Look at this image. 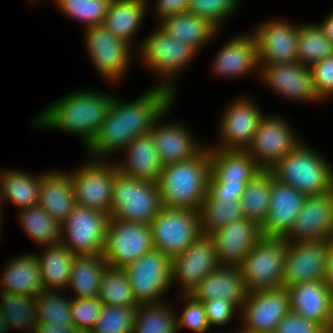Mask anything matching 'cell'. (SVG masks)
Returning a JSON list of instances; mask_svg holds the SVG:
<instances>
[{
	"mask_svg": "<svg viewBox=\"0 0 333 333\" xmlns=\"http://www.w3.org/2000/svg\"><path fill=\"white\" fill-rule=\"evenodd\" d=\"M174 92L154 86L132 102L114 98L96 137L87 146L95 158L125 149L135 138L150 133L154 123L164 116L174 101ZM97 156V157H96Z\"/></svg>",
	"mask_w": 333,
	"mask_h": 333,
	"instance_id": "1",
	"label": "cell"
},
{
	"mask_svg": "<svg viewBox=\"0 0 333 333\" xmlns=\"http://www.w3.org/2000/svg\"><path fill=\"white\" fill-rule=\"evenodd\" d=\"M113 100L108 94L77 91L45 108L34 123L38 127L76 133L84 137L85 146H88L100 130Z\"/></svg>",
	"mask_w": 333,
	"mask_h": 333,
	"instance_id": "2",
	"label": "cell"
},
{
	"mask_svg": "<svg viewBox=\"0 0 333 333\" xmlns=\"http://www.w3.org/2000/svg\"><path fill=\"white\" fill-rule=\"evenodd\" d=\"M209 175V148L191 159L165 164L157 180L162 207L199 212Z\"/></svg>",
	"mask_w": 333,
	"mask_h": 333,
	"instance_id": "3",
	"label": "cell"
},
{
	"mask_svg": "<svg viewBox=\"0 0 333 333\" xmlns=\"http://www.w3.org/2000/svg\"><path fill=\"white\" fill-rule=\"evenodd\" d=\"M270 171L277 181L291 185L306 196L324 194L333 189L331 166L302 142Z\"/></svg>",
	"mask_w": 333,
	"mask_h": 333,
	"instance_id": "4",
	"label": "cell"
},
{
	"mask_svg": "<svg viewBox=\"0 0 333 333\" xmlns=\"http://www.w3.org/2000/svg\"><path fill=\"white\" fill-rule=\"evenodd\" d=\"M210 199L240 200L246 184L261 169L246 150L209 149Z\"/></svg>",
	"mask_w": 333,
	"mask_h": 333,
	"instance_id": "5",
	"label": "cell"
},
{
	"mask_svg": "<svg viewBox=\"0 0 333 333\" xmlns=\"http://www.w3.org/2000/svg\"><path fill=\"white\" fill-rule=\"evenodd\" d=\"M161 208L157 182L130 178L116 172L110 218L150 225Z\"/></svg>",
	"mask_w": 333,
	"mask_h": 333,
	"instance_id": "6",
	"label": "cell"
},
{
	"mask_svg": "<svg viewBox=\"0 0 333 333\" xmlns=\"http://www.w3.org/2000/svg\"><path fill=\"white\" fill-rule=\"evenodd\" d=\"M288 241L262 236L239 266L247 292L283 287V269Z\"/></svg>",
	"mask_w": 333,
	"mask_h": 333,
	"instance_id": "7",
	"label": "cell"
},
{
	"mask_svg": "<svg viewBox=\"0 0 333 333\" xmlns=\"http://www.w3.org/2000/svg\"><path fill=\"white\" fill-rule=\"evenodd\" d=\"M153 248L173 259L200 234L199 212L162 207L150 224Z\"/></svg>",
	"mask_w": 333,
	"mask_h": 333,
	"instance_id": "8",
	"label": "cell"
},
{
	"mask_svg": "<svg viewBox=\"0 0 333 333\" xmlns=\"http://www.w3.org/2000/svg\"><path fill=\"white\" fill-rule=\"evenodd\" d=\"M108 220L102 211L75 205L61 224L60 242L76 256L103 255Z\"/></svg>",
	"mask_w": 333,
	"mask_h": 333,
	"instance_id": "9",
	"label": "cell"
},
{
	"mask_svg": "<svg viewBox=\"0 0 333 333\" xmlns=\"http://www.w3.org/2000/svg\"><path fill=\"white\" fill-rule=\"evenodd\" d=\"M153 249L151 226L110 218L103 257L114 268H125Z\"/></svg>",
	"mask_w": 333,
	"mask_h": 333,
	"instance_id": "10",
	"label": "cell"
},
{
	"mask_svg": "<svg viewBox=\"0 0 333 333\" xmlns=\"http://www.w3.org/2000/svg\"><path fill=\"white\" fill-rule=\"evenodd\" d=\"M171 268L172 259L154 248L124 268L138 304L160 301L172 283Z\"/></svg>",
	"mask_w": 333,
	"mask_h": 333,
	"instance_id": "11",
	"label": "cell"
},
{
	"mask_svg": "<svg viewBox=\"0 0 333 333\" xmlns=\"http://www.w3.org/2000/svg\"><path fill=\"white\" fill-rule=\"evenodd\" d=\"M118 168L99 160L89 162L75 173L69 174L73 185L75 203L96 209L110 216L113 183Z\"/></svg>",
	"mask_w": 333,
	"mask_h": 333,
	"instance_id": "12",
	"label": "cell"
},
{
	"mask_svg": "<svg viewBox=\"0 0 333 333\" xmlns=\"http://www.w3.org/2000/svg\"><path fill=\"white\" fill-rule=\"evenodd\" d=\"M141 48V54L148 66L156 73L158 72L159 76L165 77V81L159 86L166 87L174 92L170 77L174 78L176 72L178 74L180 70H183L184 66L189 64L188 62L197 52L187 43L171 38L159 26L152 35L144 40ZM168 79L171 80L170 83Z\"/></svg>",
	"mask_w": 333,
	"mask_h": 333,
	"instance_id": "13",
	"label": "cell"
},
{
	"mask_svg": "<svg viewBox=\"0 0 333 333\" xmlns=\"http://www.w3.org/2000/svg\"><path fill=\"white\" fill-rule=\"evenodd\" d=\"M300 142L288 123L280 118L266 116L259 122L246 151L261 170H271Z\"/></svg>",
	"mask_w": 333,
	"mask_h": 333,
	"instance_id": "14",
	"label": "cell"
},
{
	"mask_svg": "<svg viewBox=\"0 0 333 333\" xmlns=\"http://www.w3.org/2000/svg\"><path fill=\"white\" fill-rule=\"evenodd\" d=\"M329 240L288 241L283 269V287L310 281H325Z\"/></svg>",
	"mask_w": 333,
	"mask_h": 333,
	"instance_id": "15",
	"label": "cell"
},
{
	"mask_svg": "<svg viewBox=\"0 0 333 333\" xmlns=\"http://www.w3.org/2000/svg\"><path fill=\"white\" fill-rule=\"evenodd\" d=\"M215 243L211 235L200 234L181 254L172 259V282L183 285L184 294H191L201 281L218 268Z\"/></svg>",
	"mask_w": 333,
	"mask_h": 333,
	"instance_id": "16",
	"label": "cell"
},
{
	"mask_svg": "<svg viewBox=\"0 0 333 333\" xmlns=\"http://www.w3.org/2000/svg\"><path fill=\"white\" fill-rule=\"evenodd\" d=\"M241 310L245 333L275 332L279 321L290 311L287 289L249 292Z\"/></svg>",
	"mask_w": 333,
	"mask_h": 333,
	"instance_id": "17",
	"label": "cell"
},
{
	"mask_svg": "<svg viewBox=\"0 0 333 333\" xmlns=\"http://www.w3.org/2000/svg\"><path fill=\"white\" fill-rule=\"evenodd\" d=\"M86 44L92 62L101 76L118 80L130 62L131 44L112 35L103 25L86 27ZM130 53V54H129Z\"/></svg>",
	"mask_w": 333,
	"mask_h": 333,
	"instance_id": "18",
	"label": "cell"
},
{
	"mask_svg": "<svg viewBox=\"0 0 333 333\" xmlns=\"http://www.w3.org/2000/svg\"><path fill=\"white\" fill-rule=\"evenodd\" d=\"M293 240H292V238ZM287 241H322L333 238V189L324 194L307 196Z\"/></svg>",
	"mask_w": 333,
	"mask_h": 333,
	"instance_id": "19",
	"label": "cell"
},
{
	"mask_svg": "<svg viewBox=\"0 0 333 333\" xmlns=\"http://www.w3.org/2000/svg\"><path fill=\"white\" fill-rule=\"evenodd\" d=\"M253 35L257 42L258 62L260 64L274 65L298 62L299 26L274 20L260 25Z\"/></svg>",
	"mask_w": 333,
	"mask_h": 333,
	"instance_id": "20",
	"label": "cell"
},
{
	"mask_svg": "<svg viewBox=\"0 0 333 333\" xmlns=\"http://www.w3.org/2000/svg\"><path fill=\"white\" fill-rule=\"evenodd\" d=\"M220 266L239 267L262 237L261 226L246 217L233 221L211 234Z\"/></svg>",
	"mask_w": 333,
	"mask_h": 333,
	"instance_id": "21",
	"label": "cell"
},
{
	"mask_svg": "<svg viewBox=\"0 0 333 333\" xmlns=\"http://www.w3.org/2000/svg\"><path fill=\"white\" fill-rule=\"evenodd\" d=\"M262 118L256 104L249 99L234 101L222 116L220 132L225 142L217 149L247 150Z\"/></svg>",
	"mask_w": 333,
	"mask_h": 333,
	"instance_id": "22",
	"label": "cell"
},
{
	"mask_svg": "<svg viewBox=\"0 0 333 333\" xmlns=\"http://www.w3.org/2000/svg\"><path fill=\"white\" fill-rule=\"evenodd\" d=\"M306 197L291 185L283 184L274 178L269 212L261 225L262 236L285 237L292 229Z\"/></svg>",
	"mask_w": 333,
	"mask_h": 333,
	"instance_id": "23",
	"label": "cell"
},
{
	"mask_svg": "<svg viewBox=\"0 0 333 333\" xmlns=\"http://www.w3.org/2000/svg\"><path fill=\"white\" fill-rule=\"evenodd\" d=\"M262 68L261 77L278 94L293 100H320L314 89L310 67L294 62L263 65Z\"/></svg>",
	"mask_w": 333,
	"mask_h": 333,
	"instance_id": "24",
	"label": "cell"
},
{
	"mask_svg": "<svg viewBox=\"0 0 333 333\" xmlns=\"http://www.w3.org/2000/svg\"><path fill=\"white\" fill-rule=\"evenodd\" d=\"M286 289L291 311L327 327L332 293L325 281L296 283Z\"/></svg>",
	"mask_w": 333,
	"mask_h": 333,
	"instance_id": "25",
	"label": "cell"
},
{
	"mask_svg": "<svg viewBox=\"0 0 333 333\" xmlns=\"http://www.w3.org/2000/svg\"><path fill=\"white\" fill-rule=\"evenodd\" d=\"M247 294L239 267L228 266L211 271L191 293L198 301L221 297L237 307L244 304Z\"/></svg>",
	"mask_w": 333,
	"mask_h": 333,
	"instance_id": "26",
	"label": "cell"
},
{
	"mask_svg": "<svg viewBox=\"0 0 333 333\" xmlns=\"http://www.w3.org/2000/svg\"><path fill=\"white\" fill-rule=\"evenodd\" d=\"M159 119L160 117L150 133L163 165L191 159L203 150L183 125L170 123L159 126Z\"/></svg>",
	"mask_w": 333,
	"mask_h": 333,
	"instance_id": "27",
	"label": "cell"
},
{
	"mask_svg": "<svg viewBox=\"0 0 333 333\" xmlns=\"http://www.w3.org/2000/svg\"><path fill=\"white\" fill-rule=\"evenodd\" d=\"M38 205L62 224L76 205L70 175L57 172L42 175Z\"/></svg>",
	"mask_w": 333,
	"mask_h": 333,
	"instance_id": "28",
	"label": "cell"
},
{
	"mask_svg": "<svg viewBox=\"0 0 333 333\" xmlns=\"http://www.w3.org/2000/svg\"><path fill=\"white\" fill-rule=\"evenodd\" d=\"M127 150V151H126ZM127 161L117 164L118 171L130 178L157 182L163 164L151 133L133 139L125 148Z\"/></svg>",
	"mask_w": 333,
	"mask_h": 333,
	"instance_id": "29",
	"label": "cell"
},
{
	"mask_svg": "<svg viewBox=\"0 0 333 333\" xmlns=\"http://www.w3.org/2000/svg\"><path fill=\"white\" fill-rule=\"evenodd\" d=\"M259 66L257 42L254 35L235 37L220 49L215 62L214 72L219 75L241 76Z\"/></svg>",
	"mask_w": 333,
	"mask_h": 333,
	"instance_id": "30",
	"label": "cell"
},
{
	"mask_svg": "<svg viewBox=\"0 0 333 333\" xmlns=\"http://www.w3.org/2000/svg\"><path fill=\"white\" fill-rule=\"evenodd\" d=\"M1 292L36 296L44 290L37 255L19 256L7 265L0 279Z\"/></svg>",
	"mask_w": 333,
	"mask_h": 333,
	"instance_id": "31",
	"label": "cell"
},
{
	"mask_svg": "<svg viewBox=\"0 0 333 333\" xmlns=\"http://www.w3.org/2000/svg\"><path fill=\"white\" fill-rule=\"evenodd\" d=\"M159 27L171 38L187 43L196 51L218 32L209 20L189 11L160 20Z\"/></svg>",
	"mask_w": 333,
	"mask_h": 333,
	"instance_id": "32",
	"label": "cell"
},
{
	"mask_svg": "<svg viewBox=\"0 0 333 333\" xmlns=\"http://www.w3.org/2000/svg\"><path fill=\"white\" fill-rule=\"evenodd\" d=\"M145 10V0H111L102 25L112 35L130 44L143 21Z\"/></svg>",
	"mask_w": 333,
	"mask_h": 333,
	"instance_id": "33",
	"label": "cell"
},
{
	"mask_svg": "<svg viewBox=\"0 0 333 333\" xmlns=\"http://www.w3.org/2000/svg\"><path fill=\"white\" fill-rule=\"evenodd\" d=\"M44 246V255H37L44 290L64 289L69 284L76 255L61 242Z\"/></svg>",
	"mask_w": 333,
	"mask_h": 333,
	"instance_id": "34",
	"label": "cell"
},
{
	"mask_svg": "<svg viewBox=\"0 0 333 333\" xmlns=\"http://www.w3.org/2000/svg\"><path fill=\"white\" fill-rule=\"evenodd\" d=\"M108 264L103 255L76 256L73 260L70 281L77 297H98L102 276Z\"/></svg>",
	"mask_w": 333,
	"mask_h": 333,
	"instance_id": "35",
	"label": "cell"
},
{
	"mask_svg": "<svg viewBox=\"0 0 333 333\" xmlns=\"http://www.w3.org/2000/svg\"><path fill=\"white\" fill-rule=\"evenodd\" d=\"M273 179L270 170H261L246 184L240 199L244 216L256 221L260 226L269 212Z\"/></svg>",
	"mask_w": 333,
	"mask_h": 333,
	"instance_id": "36",
	"label": "cell"
},
{
	"mask_svg": "<svg viewBox=\"0 0 333 333\" xmlns=\"http://www.w3.org/2000/svg\"><path fill=\"white\" fill-rule=\"evenodd\" d=\"M42 176L35 177L20 171H5L0 174L3 199L12 201L21 209L38 204V193Z\"/></svg>",
	"mask_w": 333,
	"mask_h": 333,
	"instance_id": "37",
	"label": "cell"
},
{
	"mask_svg": "<svg viewBox=\"0 0 333 333\" xmlns=\"http://www.w3.org/2000/svg\"><path fill=\"white\" fill-rule=\"evenodd\" d=\"M201 232L211 235L227 224L244 218L240 200L210 199L206 196L199 210Z\"/></svg>",
	"mask_w": 333,
	"mask_h": 333,
	"instance_id": "38",
	"label": "cell"
},
{
	"mask_svg": "<svg viewBox=\"0 0 333 333\" xmlns=\"http://www.w3.org/2000/svg\"><path fill=\"white\" fill-rule=\"evenodd\" d=\"M20 220L27 234L40 245L60 243L61 224L49 215L40 205L20 210Z\"/></svg>",
	"mask_w": 333,
	"mask_h": 333,
	"instance_id": "39",
	"label": "cell"
},
{
	"mask_svg": "<svg viewBox=\"0 0 333 333\" xmlns=\"http://www.w3.org/2000/svg\"><path fill=\"white\" fill-rule=\"evenodd\" d=\"M0 298V311L9 328H27L35 332L37 313L34 296L1 292Z\"/></svg>",
	"mask_w": 333,
	"mask_h": 333,
	"instance_id": "40",
	"label": "cell"
},
{
	"mask_svg": "<svg viewBox=\"0 0 333 333\" xmlns=\"http://www.w3.org/2000/svg\"><path fill=\"white\" fill-rule=\"evenodd\" d=\"M99 300L103 305L138 307L124 268L107 266L100 283Z\"/></svg>",
	"mask_w": 333,
	"mask_h": 333,
	"instance_id": "41",
	"label": "cell"
},
{
	"mask_svg": "<svg viewBox=\"0 0 333 333\" xmlns=\"http://www.w3.org/2000/svg\"><path fill=\"white\" fill-rule=\"evenodd\" d=\"M333 55V43L326 37L318 24L299 26L298 62L310 67Z\"/></svg>",
	"mask_w": 333,
	"mask_h": 333,
	"instance_id": "42",
	"label": "cell"
},
{
	"mask_svg": "<svg viewBox=\"0 0 333 333\" xmlns=\"http://www.w3.org/2000/svg\"><path fill=\"white\" fill-rule=\"evenodd\" d=\"M173 315L161 303L139 304L132 333H178L177 319Z\"/></svg>",
	"mask_w": 333,
	"mask_h": 333,
	"instance_id": "43",
	"label": "cell"
},
{
	"mask_svg": "<svg viewBox=\"0 0 333 333\" xmlns=\"http://www.w3.org/2000/svg\"><path fill=\"white\" fill-rule=\"evenodd\" d=\"M57 292V294H56ZM43 290L35 296L37 322L57 325H73L71 318V299L58 295V291Z\"/></svg>",
	"mask_w": 333,
	"mask_h": 333,
	"instance_id": "44",
	"label": "cell"
},
{
	"mask_svg": "<svg viewBox=\"0 0 333 333\" xmlns=\"http://www.w3.org/2000/svg\"><path fill=\"white\" fill-rule=\"evenodd\" d=\"M137 307L103 305L89 333H132Z\"/></svg>",
	"mask_w": 333,
	"mask_h": 333,
	"instance_id": "45",
	"label": "cell"
},
{
	"mask_svg": "<svg viewBox=\"0 0 333 333\" xmlns=\"http://www.w3.org/2000/svg\"><path fill=\"white\" fill-rule=\"evenodd\" d=\"M111 0H56L69 17L83 21L85 26L102 25Z\"/></svg>",
	"mask_w": 333,
	"mask_h": 333,
	"instance_id": "46",
	"label": "cell"
},
{
	"mask_svg": "<svg viewBox=\"0 0 333 333\" xmlns=\"http://www.w3.org/2000/svg\"><path fill=\"white\" fill-rule=\"evenodd\" d=\"M102 302L98 297L73 298L71 300V318L79 332L89 333L95 326L102 310Z\"/></svg>",
	"mask_w": 333,
	"mask_h": 333,
	"instance_id": "47",
	"label": "cell"
},
{
	"mask_svg": "<svg viewBox=\"0 0 333 333\" xmlns=\"http://www.w3.org/2000/svg\"><path fill=\"white\" fill-rule=\"evenodd\" d=\"M238 3V0H189L188 11L209 20L218 28L220 21L232 14Z\"/></svg>",
	"mask_w": 333,
	"mask_h": 333,
	"instance_id": "48",
	"label": "cell"
},
{
	"mask_svg": "<svg viewBox=\"0 0 333 333\" xmlns=\"http://www.w3.org/2000/svg\"><path fill=\"white\" fill-rule=\"evenodd\" d=\"M187 305L183 310L179 320L177 319V328L188 327L197 333H205L210 328L204 305L196 300L191 294H185Z\"/></svg>",
	"mask_w": 333,
	"mask_h": 333,
	"instance_id": "49",
	"label": "cell"
},
{
	"mask_svg": "<svg viewBox=\"0 0 333 333\" xmlns=\"http://www.w3.org/2000/svg\"><path fill=\"white\" fill-rule=\"evenodd\" d=\"M315 92L320 100L333 95V55L310 66Z\"/></svg>",
	"mask_w": 333,
	"mask_h": 333,
	"instance_id": "50",
	"label": "cell"
},
{
	"mask_svg": "<svg viewBox=\"0 0 333 333\" xmlns=\"http://www.w3.org/2000/svg\"><path fill=\"white\" fill-rule=\"evenodd\" d=\"M324 327L289 311L278 323L275 333H321Z\"/></svg>",
	"mask_w": 333,
	"mask_h": 333,
	"instance_id": "51",
	"label": "cell"
},
{
	"mask_svg": "<svg viewBox=\"0 0 333 333\" xmlns=\"http://www.w3.org/2000/svg\"><path fill=\"white\" fill-rule=\"evenodd\" d=\"M211 325L223 326L230 322L237 306L221 297L209 301H201Z\"/></svg>",
	"mask_w": 333,
	"mask_h": 333,
	"instance_id": "52",
	"label": "cell"
},
{
	"mask_svg": "<svg viewBox=\"0 0 333 333\" xmlns=\"http://www.w3.org/2000/svg\"><path fill=\"white\" fill-rule=\"evenodd\" d=\"M189 0H157V12L159 18L174 16L188 11Z\"/></svg>",
	"mask_w": 333,
	"mask_h": 333,
	"instance_id": "53",
	"label": "cell"
},
{
	"mask_svg": "<svg viewBox=\"0 0 333 333\" xmlns=\"http://www.w3.org/2000/svg\"><path fill=\"white\" fill-rule=\"evenodd\" d=\"M35 333H79L74 325H57L49 322H37Z\"/></svg>",
	"mask_w": 333,
	"mask_h": 333,
	"instance_id": "54",
	"label": "cell"
},
{
	"mask_svg": "<svg viewBox=\"0 0 333 333\" xmlns=\"http://www.w3.org/2000/svg\"><path fill=\"white\" fill-rule=\"evenodd\" d=\"M325 283L329 291L333 295V238L329 240L327 251V274Z\"/></svg>",
	"mask_w": 333,
	"mask_h": 333,
	"instance_id": "55",
	"label": "cell"
},
{
	"mask_svg": "<svg viewBox=\"0 0 333 333\" xmlns=\"http://www.w3.org/2000/svg\"><path fill=\"white\" fill-rule=\"evenodd\" d=\"M319 26L323 30L325 37L333 43V13Z\"/></svg>",
	"mask_w": 333,
	"mask_h": 333,
	"instance_id": "56",
	"label": "cell"
},
{
	"mask_svg": "<svg viewBox=\"0 0 333 333\" xmlns=\"http://www.w3.org/2000/svg\"><path fill=\"white\" fill-rule=\"evenodd\" d=\"M326 329L333 332V295L331 296L330 314Z\"/></svg>",
	"mask_w": 333,
	"mask_h": 333,
	"instance_id": "57",
	"label": "cell"
},
{
	"mask_svg": "<svg viewBox=\"0 0 333 333\" xmlns=\"http://www.w3.org/2000/svg\"><path fill=\"white\" fill-rule=\"evenodd\" d=\"M9 330V326L6 323V320L2 316V312L0 311V333H6Z\"/></svg>",
	"mask_w": 333,
	"mask_h": 333,
	"instance_id": "58",
	"label": "cell"
},
{
	"mask_svg": "<svg viewBox=\"0 0 333 333\" xmlns=\"http://www.w3.org/2000/svg\"><path fill=\"white\" fill-rule=\"evenodd\" d=\"M1 199L3 200V196H2L1 188H0V206H1V203H2V202H1L2 200H1ZM0 210H1V207H0ZM0 212H1V211H0ZM0 214H1V213H0ZM0 217H1V215H0ZM0 219H1V218H0Z\"/></svg>",
	"mask_w": 333,
	"mask_h": 333,
	"instance_id": "59",
	"label": "cell"
},
{
	"mask_svg": "<svg viewBox=\"0 0 333 333\" xmlns=\"http://www.w3.org/2000/svg\"><path fill=\"white\" fill-rule=\"evenodd\" d=\"M321 333H333V332H331V331L327 330L326 328H324Z\"/></svg>",
	"mask_w": 333,
	"mask_h": 333,
	"instance_id": "60",
	"label": "cell"
},
{
	"mask_svg": "<svg viewBox=\"0 0 333 333\" xmlns=\"http://www.w3.org/2000/svg\"><path fill=\"white\" fill-rule=\"evenodd\" d=\"M226 333V332H225ZM231 333V332H230ZM235 333V332H234ZM237 333H245L243 330H241V331H239V332H237Z\"/></svg>",
	"mask_w": 333,
	"mask_h": 333,
	"instance_id": "61",
	"label": "cell"
},
{
	"mask_svg": "<svg viewBox=\"0 0 333 333\" xmlns=\"http://www.w3.org/2000/svg\"><path fill=\"white\" fill-rule=\"evenodd\" d=\"M259 333H275V332H259Z\"/></svg>",
	"mask_w": 333,
	"mask_h": 333,
	"instance_id": "62",
	"label": "cell"
}]
</instances>
